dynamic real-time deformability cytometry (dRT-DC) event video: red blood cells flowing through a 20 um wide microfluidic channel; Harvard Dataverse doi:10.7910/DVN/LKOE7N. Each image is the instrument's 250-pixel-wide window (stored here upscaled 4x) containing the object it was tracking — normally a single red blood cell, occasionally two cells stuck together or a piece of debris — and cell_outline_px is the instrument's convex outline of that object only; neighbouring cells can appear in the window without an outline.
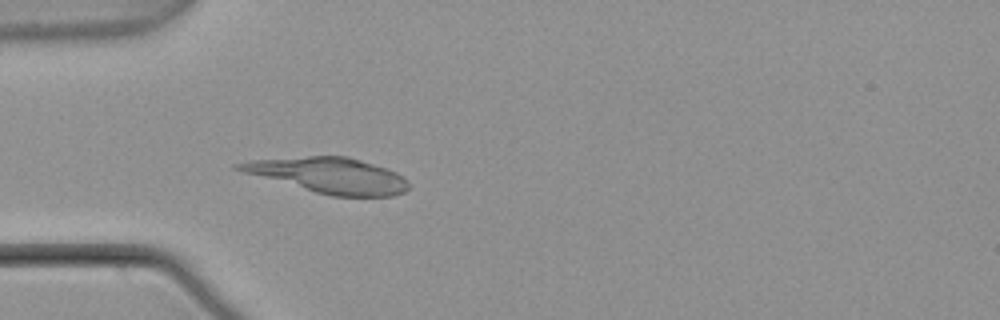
{"species": "common noctule bat (a hibernating species)", "species_latin": "Nyctalus noctula", "temperature_condition": "warm", "stored_images_in_passage": 3, "camera_frame_rate_fps": 3000, "um_per_image_px": 0.085, "animal": {"sex": "male", "body_mass_g": 21.5, "forearm_length_mm": 52.0}, "frame": {"image": 1, "passage_image": 3, "time_ms": 0.667, "image_size_px": [1000, 320], "cell_outline_px": [[408, 188], [404, 192], [392, 196], [332, 196], [316, 192], [244, 172], [232, 168], [232, 164], [252, 160], [308, 156], [348, 156], [396, 172], [404, 176], [408, 180]], "centroid_in_image_um": [27.97, 14.9], "position_along_channel_um": 57.0, "area_um2": 34.62}}